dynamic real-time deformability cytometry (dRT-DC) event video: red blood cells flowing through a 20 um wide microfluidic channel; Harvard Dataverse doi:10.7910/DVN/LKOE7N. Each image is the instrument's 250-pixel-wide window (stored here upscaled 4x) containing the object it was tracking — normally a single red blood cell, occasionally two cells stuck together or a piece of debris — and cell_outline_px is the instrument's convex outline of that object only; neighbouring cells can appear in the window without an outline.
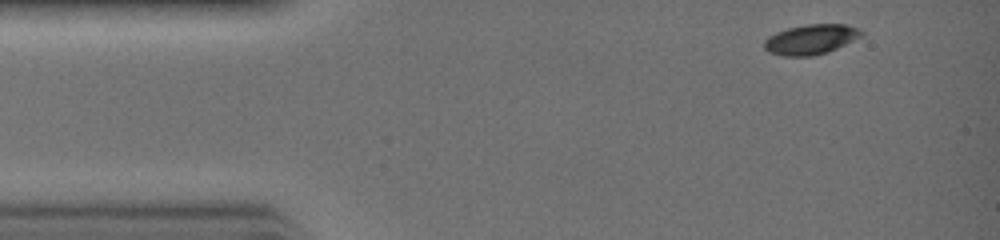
{"species": "common noctule bat (a hibernating species)", "species_latin": "Nyctalus noctula", "temperature_condition": "warm", "stored_images_in_passage": 28, "camera_frame_rate_fps": 3000, "um_per_image_px": 0.085, "animal": {"sex": "female", "body_mass_g": 19.0, "forearm_length_mm": 51.5}, "frame": {"image": 1, "passage_image": 1, "time_ms": 0.0, "image_size_px": [1000, 240], "cell_outline_px": [[864, 32], [860, 36], [828, 52], [812, 56], [780, 56], [768, 52], [764, 48], [764, 40], [768, 36], [776, 32], [788, 28], [804, 24], [844, 24], [856, 28]], "centroid_in_image_um": [68.85, 3.35], "position_along_channel_um": 16.1, "area_um2": 16.88}}
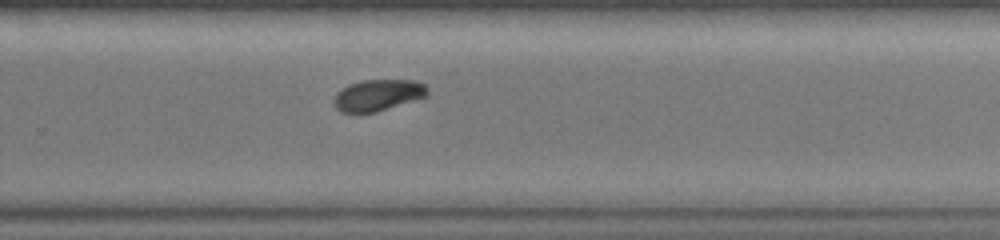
{"frame": {"image": 2, "passage_image": 19, "time_ms": 6.0, "image_size_px": [1000, 240], "cell_outline_px": [[428, 96], [376, 112], [340, 112], [332, 104], [332, 100], [336, 92], [348, 84], [364, 80], [412, 80], [424, 84], [428, 88]], "centroid_in_image_um": [32.09, 8.08], "position_along_channel_um": 297.7, "area_um2": 17.22}}
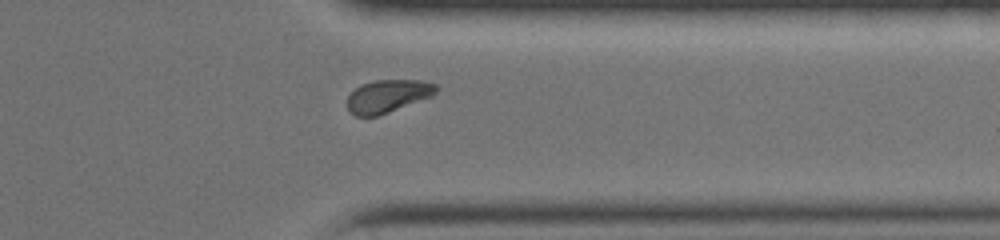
{"frame": {"image": 3, "passage_image": 23, "time_ms": 7.333, "image_size_px": [1000, 240], "cell_outline_px": [[440, 88], [432, 96], [388, 112], [376, 116], [356, 116], [348, 112], [348, 96], [356, 88], [364, 84], [376, 80], [424, 80], [436, 84]], "centroid_in_image_um": [32.99, 8.16], "position_along_channel_um": 378.4, "area_um2": 16.88}}